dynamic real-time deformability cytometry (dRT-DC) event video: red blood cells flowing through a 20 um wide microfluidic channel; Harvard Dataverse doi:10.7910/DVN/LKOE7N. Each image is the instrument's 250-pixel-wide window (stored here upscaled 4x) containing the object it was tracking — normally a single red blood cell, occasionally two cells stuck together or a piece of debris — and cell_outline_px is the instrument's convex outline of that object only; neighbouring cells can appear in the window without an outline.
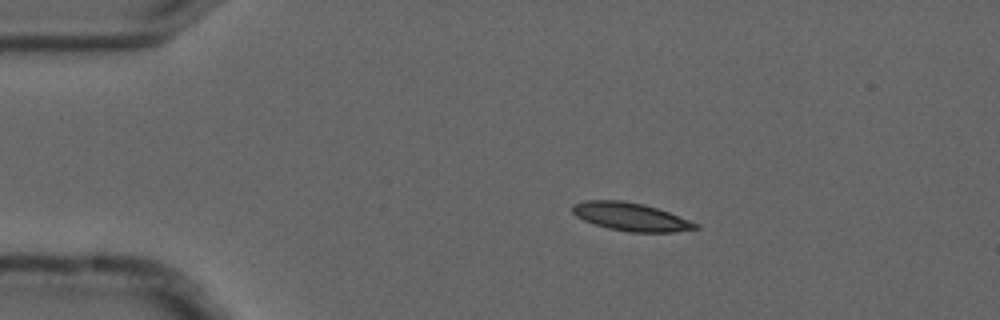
{"species": "common noctule bat (a hibernating species)", "species_latin": "Nyctalus noctula", "temperature_condition": "cold", "stored_images_in_passage": 6, "camera_frame_rate_fps": 3000, "um_per_image_px": 0.085, "animal": {"sex": "male", "forearm_length_mm": 52.5}, "frame": {"image": 1, "passage_image": 1, "time_ms": 0.0, "image_size_px": [1000, 320], "cell_outline_px": [[700, 228], [672, 232], [628, 232], [608, 228], [584, 220], [576, 216], [572, 212], [572, 204], [584, 200], [620, 200], [644, 204], [668, 212], [700, 224]], "centroid_in_image_um": [53.61, 18.42], "position_along_channel_um": 31.4, "area_um2": 20.11}}
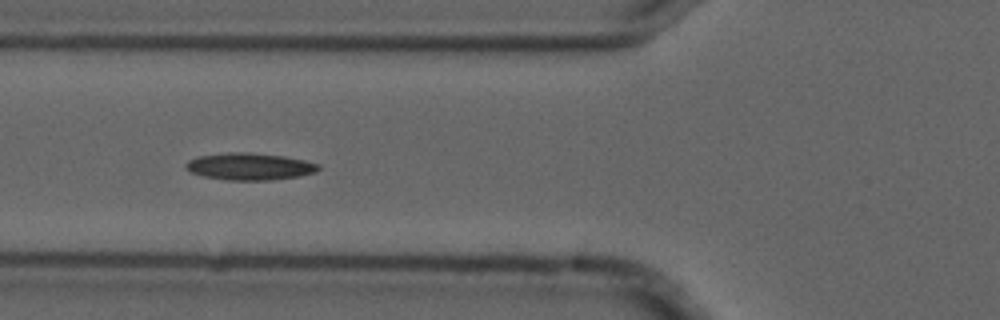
{"frame": {"image": 2, "passage_image": 4, "time_ms": 1.0, "image_size_px": [1000, 320], "cell_outline_px": [[320, 168], [316, 172], [300, 176], [268, 180], [228, 180], [204, 176], [192, 172], [184, 168], [184, 164], [188, 160], [196, 156], [228, 152], [248, 152], [284, 156], [304, 160], [320, 164]], "centroid_in_image_um": [21.2, 14.14], "position_along_channel_um": 104.6, "area_um2": 20.98}}
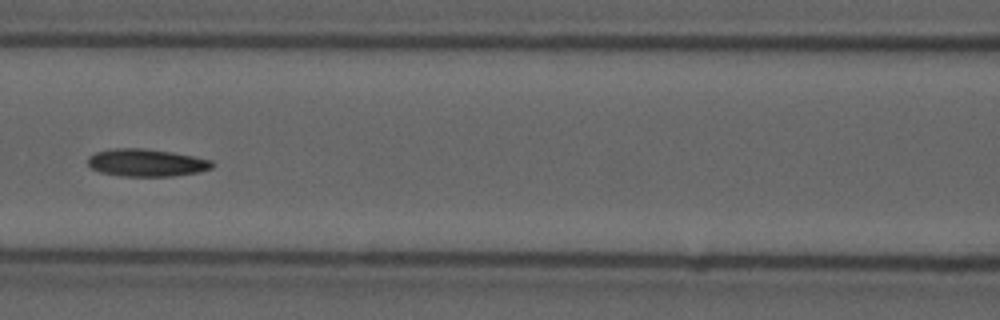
{"frame": {"image": 3, "passage_image": 5, "time_ms": 1.333, "image_size_px": [1000, 320], "cell_outline_px": [[216, 164], [212, 168], [200, 172], [172, 176], [120, 176], [100, 172], [92, 168], [88, 164], [88, 156], [96, 152], [112, 148], [140, 148], [172, 152], [212, 160]], "centroid_in_image_um": [12.46, 13.83], "position_along_channel_um": 154.1, "area_um2": 20.0}}